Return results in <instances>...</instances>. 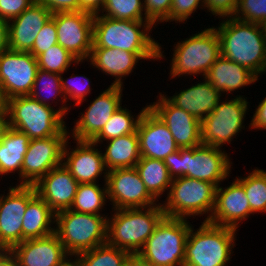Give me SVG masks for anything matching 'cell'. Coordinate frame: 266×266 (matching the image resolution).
I'll return each instance as SVG.
<instances>
[{"instance_id":"cell-1","label":"cell","mask_w":266,"mask_h":266,"mask_svg":"<svg viewBox=\"0 0 266 266\" xmlns=\"http://www.w3.org/2000/svg\"><path fill=\"white\" fill-rule=\"evenodd\" d=\"M153 27L150 21L119 20L97 14L93 18L92 47L125 50L142 60L157 61L165 55L160 43L149 35Z\"/></svg>"},{"instance_id":"cell-2","label":"cell","mask_w":266,"mask_h":266,"mask_svg":"<svg viewBox=\"0 0 266 266\" xmlns=\"http://www.w3.org/2000/svg\"><path fill=\"white\" fill-rule=\"evenodd\" d=\"M216 27L221 55L249 69L257 77L266 64V38L260 24L224 18Z\"/></svg>"},{"instance_id":"cell-3","label":"cell","mask_w":266,"mask_h":266,"mask_svg":"<svg viewBox=\"0 0 266 266\" xmlns=\"http://www.w3.org/2000/svg\"><path fill=\"white\" fill-rule=\"evenodd\" d=\"M163 161L173 179L185 176L215 184L217 187L223 180L229 178L232 165L224 150L202 144L179 148Z\"/></svg>"},{"instance_id":"cell-4","label":"cell","mask_w":266,"mask_h":266,"mask_svg":"<svg viewBox=\"0 0 266 266\" xmlns=\"http://www.w3.org/2000/svg\"><path fill=\"white\" fill-rule=\"evenodd\" d=\"M115 211V212H114ZM107 218V243L119 249L137 254L165 217L159 202L144 208L113 210Z\"/></svg>"},{"instance_id":"cell-5","label":"cell","mask_w":266,"mask_h":266,"mask_svg":"<svg viewBox=\"0 0 266 266\" xmlns=\"http://www.w3.org/2000/svg\"><path fill=\"white\" fill-rule=\"evenodd\" d=\"M196 230L194 226L189 230L184 266H227L234 253L237 229L203 221Z\"/></svg>"},{"instance_id":"cell-6","label":"cell","mask_w":266,"mask_h":266,"mask_svg":"<svg viewBox=\"0 0 266 266\" xmlns=\"http://www.w3.org/2000/svg\"><path fill=\"white\" fill-rule=\"evenodd\" d=\"M108 215L63 210L55 213V234L71 257L107 241Z\"/></svg>"},{"instance_id":"cell-7","label":"cell","mask_w":266,"mask_h":266,"mask_svg":"<svg viewBox=\"0 0 266 266\" xmlns=\"http://www.w3.org/2000/svg\"><path fill=\"white\" fill-rule=\"evenodd\" d=\"M169 78L198 76L205 78L221 56L220 41L215 27H208L174 44Z\"/></svg>"},{"instance_id":"cell-8","label":"cell","mask_w":266,"mask_h":266,"mask_svg":"<svg viewBox=\"0 0 266 266\" xmlns=\"http://www.w3.org/2000/svg\"><path fill=\"white\" fill-rule=\"evenodd\" d=\"M6 111L10 127L24 132L30 139L55 136L67 129L65 118L57 109L30 95L8 99Z\"/></svg>"},{"instance_id":"cell-9","label":"cell","mask_w":266,"mask_h":266,"mask_svg":"<svg viewBox=\"0 0 266 266\" xmlns=\"http://www.w3.org/2000/svg\"><path fill=\"white\" fill-rule=\"evenodd\" d=\"M215 184L185 176L174 178L161 205L166 217L188 219L206 214L208 221L215 206ZM211 213V214H210Z\"/></svg>"},{"instance_id":"cell-10","label":"cell","mask_w":266,"mask_h":266,"mask_svg":"<svg viewBox=\"0 0 266 266\" xmlns=\"http://www.w3.org/2000/svg\"><path fill=\"white\" fill-rule=\"evenodd\" d=\"M191 226L187 219L165 216L137 254L153 266H184Z\"/></svg>"},{"instance_id":"cell-11","label":"cell","mask_w":266,"mask_h":266,"mask_svg":"<svg viewBox=\"0 0 266 266\" xmlns=\"http://www.w3.org/2000/svg\"><path fill=\"white\" fill-rule=\"evenodd\" d=\"M220 100L216 108L201 121L202 145L223 147L245 128L244 120L249 102L247 97L237 95L231 100Z\"/></svg>"},{"instance_id":"cell-12","label":"cell","mask_w":266,"mask_h":266,"mask_svg":"<svg viewBox=\"0 0 266 266\" xmlns=\"http://www.w3.org/2000/svg\"><path fill=\"white\" fill-rule=\"evenodd\" d=\"M68 137L69 128L55 136L30 139L22 164V185H35L51 169L62 164Z\"/></svg>"},{"instance_id":"cell-13","label":"cell","mask_w":266,"mask_h":266,"mask_svg":"<svg viewBox=\"0 0 266 266\" xmlns=\"http://www.w3.org/2000/svg\"><path fill=\"white\" fill-rule=\"evenodd\" d=\"M34 185L10 186L0 195V249L22 243V223L28 202L36 195Z\"/></svg>"},{"instance_id":"cell-14","label":"cell","mask_w":266,"mask_h":266,"mask_svg":"<svg viewBox=\"0 0 266 266\" xmlns=\"http://www.w3.org/2000/svg\"><path fill=\"white\" fill-rule=\"evenodd\" d=\"M106 187L112 210L144 208L158 203L147 191L135 167L109 170Z\"/></svg>"},{"instance_id":"cell-15","label":"cell","mask_w":266,"mask_h":266,"mask_svg":"<svg viewBox=\"0 0 266 266\" xmlns=\"http://www.w3.org/2000/svg\"><path fill=\"white\" fill-rule=\"evenodd\" d=\"M39 70L30 52L7 49L0 54V83L7 99L30 95Z\"/></svg>"},{"instance_id":"cell-16","label":"cell","mask_w":266,"mask_h":266,"mask_svg":"<svg viewBox=\"0 0 266 266\" xmlns=\"http://www.w3.org/2000/svg\"><path fill=\"white\" fill-rule=\"evenodd\" d=\"M93 18L82 11L54 13L58 44L81 62L88 60L92 49Z\"/></svg>"},{"instance_id":"cell-17","label":"cell","mask_w":266,"mask_h":266,"mask_svg":"<svg viewBox=\"0 0 266 266\" xmlns=\"http://www.w3.org/2000/svg\"><path fill=\"white\" fill-rule=\"evenodd\" d=\"M123 86L109 85L98 97L90 102L85 112L74 123V140L91 141L104 127L106 122L122 105Z\"/></svg>"},{"instance_id":"cell-18","label":"cell","mask_w":266,"mask_h":266,"mask_svg":"<svg viewBox=\"0 0 266 266\" xmlns=\"http://www.w3.org/2000/svg\"><path fill=\"white\" fill-rule=\"evenodd\" d=\"M70 138L67 139L63 149V165L79 184L98 183V178L102 174L105 184L108 170L102 151L97 148L98 145L91 141L75 140L77 147L71 149V146H68Z\"/></svg>"},{"instance_id":"cell-19","label":"cell","mask_w":266,"mask_h":266,"mask_svg":"<svg viewBox=\"0 0 266 266\" xmlns=\"http://www.w3.org/2000/svg\"><path fill=\"white\" fill-rule=\"evenodd\" d=\"M156 102L148 107L160 118L168 127L171 135L179 148H190L200 146L201 121L173 105L164 94L160 93Z\"/></svg>"},{"instance_id":"cell-20","label":"cell","mask_w":266,"mask_h":266,"mask_svg":"<svg viewBox=\"0 0 266 266\" xmlns=\"http://www.w3.org/2000/svg\"><path fill=\"white\" fill-rule=\"evenodd\" d=\"M10 251L16 258L17 266H65L72 260L55 233L24 240Z\"/></svg>"},{"instance_id":"cell-21","label":"cell","mask_w":266,"mask_h":266,"mask_svg":"<svg viewBox=\"0 0 266 266\" xmlns=\"http://www.w3.org/2000/svg\"><path fill=\"white\" fill-rule=\"evenodd\" d=\"M137 134L141 157L164 160L179 150L168 127L149 107L139 120Z\"/></svg>"},{"instance_id":"cell-22","label":"cell","mask_w":266,"mask_h":266,"mask_svg":"<svg viewBox=\"0 0 266 266\" xmlns=\"http://www.w3.org/2000/svg\"><path fill=\"white\" fill-rule=\"evenodd\" d=\"M243 186L236 180L231 185L216 188L215 206L208 220L210 223L238 229L251 211Z\"/></svg>"},{"instance_id":"cell-23","label":"cell","mask_w":266,"mask_h":266,"mask_svg":"<svg viewBox=\"0 0 266 266\" xmlns=\"http://www.w3.org/2000/svg\"><path fill=\"white\" fill-rule=\"evenodd\" d=\"M78 185L62 163L51 169L34 187L36 193L57 213L71 208Z\"/></svg>"},{"instance_id":"cell-24","label":"cell","mask_w":266,"mask_h":266,"mask_svg":"<svg viewBox=\"0 0 266 266\" xmlns=\"http://www.w3.org/2000/svg\"><path fill=\"white\" fill-rule=\"evenodd\" d=\"M52 13L38 1L19 16L8 21L9 49L29 52L38 33Z\"/></svg>"},{"instance_id":"cell-25","label":"cell","mask_w":266,"mask_h":266,"mask_svg":"<svg viewBox=\"0 0 266 266\" xmlns=\"http://www.w3.org/2000/svg\"><path fill=\"white\" fill-rule=\"evenodd\" d=\"M203 80L183 91L180 90V93L177 92L171 97L165 93L164 95L173 105L202 121L216 108L222 96L207 79Z\"/></svg>"},{"instance_id":"cell-26","label":"cell","mask_w":266,"mask_h":266,"mask_svg":"<svg viewBox=\"0 0 266 266\" xmlns=\"http://www.w3.org/2000/svg\"><path fill=\"white\" fill-rule=\"evenodd\" d=\"M139 60L141 58L136 53L119 49L92 47L87 61L91 62L90 65L103 72V74L115 77L111 85L122 86L124 83L122 78L133 72Z\"/></svg>"},{"instance_id":"cell-27","label":"cell","mask_w":266,"mask_h":266,"mask_svg":"<svg viewBox=\"0 0 266 266\" xmlns=\"http://www.w3.org/2000/svg\"><path fill=\"white\" fill-rule=\"evenodd\" d=\"M213 87L226 95L258 81V77L249 69L220 56L205 76Z\"/></svg>"},{"instance_id":"cell-28","label":"cell","mask_w":266,"mask_h":266,"mask_svg":"<svg viewBox=\"0 0 266 266\" xmlns=\"http://www.w3.org/2000/svg\"><path fill=\"white\" fill-rule=\"evenodd\" d=\"M55 212L36 194L27 204L22 223V242L55 232ZM52 226V227H51Z\"/></svg>"},{"instance_id":"cell-29","label":"cell","mask_w":266,"mask_h":266,"mask_svg":"<svg viewBox=\"0 0 266 266\" xmlns=\"http://www.w3.org/2000/svg\"><path fill=\"white\" fill-rule=\"evenodd\" d=\"M107 142L103 159L107 170L133 168L141 158L137 131Z\"/></svg>"},{"instance_id":"cell-30","label":"cell","mask_w":266,"mask_h":266,"mask_svg":"<svg viewBox=\"0 0 266 266\" xmlns=\"http://www.w3.org/2000/svg\"><path fill=\"white\" fill-rule=\"evenodd\" d=\"M30 138L24 132L10 127L0 143V176L18 173L22 185V164Z\"/></svg>"},{"instance_id":"cell-31","label":"cell","mask_w":266,"mask_h":266,"mask_svg":"<svg viewBox=\"0 0 266 266\" xmlns=\"http://www.w3.org/2000/svg\"><path fill=\"white\" fill-rule=\"evenodd\" d=\"M149 194L157 201L169 188L173 178L163 160L141 157L136 167Z\"/></svg>"},{"instance_id":"cell-32","label":"cell","mask_w":266,"mask_h":266,"mask_svg":"<svg viewBox=\"0 0 266 266\" xmlns=\"http://www.w3.org/2000/svg\"><path fill=\"white\" fill-rule=\"evenodd\" d=\"M148 108V104L140 110L134 118L129 109L122 106L106 122L102 130L91 140L95 144L103 143L119 136L132 134L137 131V126L143 112Z\"/></svg>"},{"instance_id":"cell-33","label":"cell","mask_w":266,"mask_h":266,"mask_svg":"<svg viewBox=\"0 0 266 266\" xmlns=\"http://www.w3.org/2000/svg\"><path fill=\"white\" fill-rule=\"evenodd\" d=\"M44 91L46 92V97L44 95ZM30 96L38 100L40 103L48 106H51L54 100L60 101V99H62V106H59L57 110L64 117H66V114H68L67 112L70 110L69 106H67L68 104H66V100L61 89V74L39 69ZM58 96L60 97L59 100H57ZM49 97L53 98V100L51 99V104H49Z\"/></svg>"},{"instance_id":"cell-34","label":"cell","mask_w":266,"mask_h":266,"mask_svg":"<svg viewBox=\"0 0 266 266\" xmlns=\"http://www.w3.org/2000/svg\"><path fill=\"white\" fill-rule=\"evenodd\" d=\"M131 253L108 244H101L74 257L79 266H126Z\"/></svg>"},{"instance_id":"cell-35","label":"cell","mask_w":266,"mask_h":266,"mask_svg":"<svg viewBox=\"0 0 266 266\" xmlns=\"http://www.w3.org/2000/svg\"><path fill=\"white\" fill-rule=\"evenodd\" d=\"M106 199H108L106 183L102 188L97 183L79 184L70 210L101 215L100 211L103 210Z\"/></svg>"},{"instance_id":"cell-36","label":"cell","mask_w":266,"mask_h":266,"mask_svg":"<svg viewBox=\"0 0 266 266\" xmlns=\"http://www.w3.org/2000/svg\"><path fill=\"white\" fill-rule=\"evenodd\" d=\"M236 180L244 188L251 211L254 214L266 213V171L256 168L245 177L238 176Z\"/></svg>"},{"instance_id":"cell-37","label":"cell","mask_w":266,"mask_h":266,"mask_svg":"<svg viewBox=\"0 0 266 266\" xmlns=\"http://www.w3.org/2000/svg\"><path fill=\"white\" fill-rule=\"evenodd\" d=\"M36 59L39 69L62 75L67 70L69 71V67L73 63L75 65L81 63V61L59 44H55L50 49L39 54Z\"/></svg>"},{"instance_id":"cell-38","label":"cell","mask_w":266,"mask_h":266,"mask_svg":"<svg viewBox=\"0 0 266 266\" xmlns=\"http://www.w3.org/2000/svg\"><path fill=\"white\" fill-rule=\"evenodd\" d=\"M100 15L119 20L149 21L144 16L143 0H106Z\"/></svg>"},{"instance_id":"cell-39","label":"cell","mask_w":266,"mask_h":266,"mask_svg":"<svg viewBox=\"0 0 266 266\" xmlns=\"http://www.w3.org/2000/svg\"><path fill=\"white\" fill-rule=\"evenodd\" d=\"M90 83L91 81L85 75L72 74L65 80L61 74V89L66 102L72 99L75 102L74 106L81 105L87 100L86 97L91 91Z\"/></svg>"},{"instance_id":"cell-40","label":"cell","mask_w":266,"mask_h":266,"mask_svg":"<svg viewBox=\"0 0 266 266\" xmlns=\"http://www.w3.org/2000/svg\"><path fill=\"white\" fill-rule=\"evenodd\" d=\"M234 18L261 25L266 20V0H239Z\"/></svg>"},{"instance_id":"cell-41","label":"cell","mask_w":266,"mask_h":266,"mask_svg":"<svg viewBox=\"0 0 266 266\" xmlns=\"http://www.w3.org/2000/svg\"><path fill=\"white\" fill-rule=\"evenodd\" d=\"M55 44H58V37L54 22V14H52L38 33L33 47L29 52L36 58L39 54L50 49Z\"/></svg>"},{"instance_id":"cell-42","label":"cell","mask_w":266,"mask_h":266,"mask_svg":"<svg viewBox=\"0 0 266 266\" xmlns=\"http://www.w3.org/2000/svg\"><path fill=\"white\" fill-rule=\"evenodd\" d=\"M199 6L204 8V0H172L170 16L165 22L184 24Z\"/></svg>"},{"instance_id":"cell-43","label":"cell","mask_w":266,"mask_h":266,"mask_svg":"<svg viewBox=\"0 0 266 266\" xmlns=\"http://www.w3.org/2000/svg\"><path fill=\"white\" fill-rule=\"evenodd\" d=\"M143 4L146 18L155 26L170 16L172 0H143Z\"/></svg>"},{"instance_id":"cell-44","label":"cell","mask_w":266,"mask_h":266,"mask_svg":"<svg viewBox=\"0 0 266 266\" xmlns=\"http://www.w3.org/2000/svg\"><path fill=\"white\" fill-rule=\"evenodd\" d=\"M238 5L239 0H204V9L221 19L234 17Z\"/></svg>"},{"instance_id":"cell-45","label":"cell","mask_w":266,"mask_h":266,"mask_svg":"<svg viewBox=\"0 0 266 266\" xmlns=\"http://www.w3.org/2000/svg\"><path fill=\"white\" fill-rule=\"evenodd\" d=\"M37 0H0V18L9 21L28 9Z\"/></svg>"},{"instance_id":"cell-46","label":"cell","mask_w":266,"mask_h":266,"mask_svg":"<svg viewBox=\"0 0 266 266\" xmlns=\"http://www.w3.org/2000/svg\"><path fill=\"white\" fill-rule=\"evenodd\" d=\"M44 5L52 14L58 12L80 11V0H37Z\"/></svg>"},{"instance_id":"cell-47","label":"cell","mask_w":266,"mask_h":266,"mask_svg":"<svg viewBox=\"0 0 266 266\" xmlns=\"http://www.w3.org/2000/svg\"><path fill=\"white\" fill-rule=\"evenodd\" d=\"M254 112L248 129L266 130V97L259 102Z\"/></svg>"},{"instance_id":"cell-48","label":"cell","mask_w":266,"mask_h":266,"mask_svg":"<svg viewBox=\"0 0 266 266\" xmlns=\"http://www.w3.org/2000/svg\"><path fill=\"white\" fill-rule=\"evenodd\" d=\"M106 0H80V11L91 15L100 14Z\"/></svg>"},{"instance_id":"cell-49","label":"cell","mask_w":266,"mask_h":266,"mask_svg":"<svg viewBox=\"0 0 266 266\" xmlns=\"http://www.w3.org/2000/svg\"><path fill=\"white\" fill-rule=\"evenodd\" d=\"M9 49L8 21L0 18V54Z\"/></svg>"},{"instance_id":"cell-50","label":"cell","mask_w":266,"mask_h":266,"mask_svg":"<svg viewBox=\"0 0 266 266\" xmlns=\"http://www.w3.org/2000/svg\"><path fill=\"white\" fill-rule=\"evenodd\" d=\"M0 266H17L16 258L10 250L0 251Z\"/></svg>"},{"instance_id":"cell-51","label":"cell","mask_w":266,"mask_h":266,"mask_svg":"<svg viewBox=\"0 0 266 266\" xmlns=\"http://www.w3.org/2000/svg\"><path fill=\"white\" fill-rule=\"evenodd\" d=\"M10 128L7 111L0 112V143H2L7 131Z\"/></svg>"},{"instance_id":"cell-52","label":"cell","mask_w":266,"mask_h":266,"mask_svg":"<svg viewBox=\"0 0 266 266\" xmlns=\"http://www.w3.org/2000/svg\"><path fill=\"white\" fill-rule=\"evenodd\" d=\"M126 266H153L142 259L138 254H131L127 260Z\"/></svg>"},{"instance_id":"cell-53","label":"cell","mask_w":266,"mask_h":266,"mask_svg":"<svg viewBox=\"0 0 266 266\" xmlns=\"http://www.w3.org/2000/svg\"><path fill=\"white\" fill-rule=\"evenodd\" d=\"M8 99L4 93L3 87L0 83V112L7 110Z\"/></svg>"},{"instance_id":"cell-54","label":"cell","mask_w":266,"mask_h":266,"mask_svg":"<svg viewBox=\"0 0 266 266\" xmlns=\"http://www.w3.org/2000/svg\"><path fill=\"white\" fill-rule=\"evenodd\" d=\"M65 266H79L75 260L72 258Z\"/></svg>"},{"instance_id":"cell-55","label":"cell","mask_w":266,"mask_h":266,"mask_svg":"<svg viewBox=\"0 0 266 266\" xmlns=\"http://www.w3.org/2000/svg\"><path fill=\"white\" fill-rule=\"evenodd\" d=\"M262 30H263V35L266 38V20L261 24Z\"/></svg>"},{"instance_id":"cell-56","label":"cell","mask_w":266,"mask_h":266,"mask_svg":"<svg viewBox=\"0 0 266 266\" xmlns=\"http://www.w3.org/2000/svg\"><path fill=\"white\" fill-rule=\"evenodd\" d=\"M264 74V73H266V64H265V66L263 67V70H262V72H261V74Z\"/></svg>"}]
</instances>
